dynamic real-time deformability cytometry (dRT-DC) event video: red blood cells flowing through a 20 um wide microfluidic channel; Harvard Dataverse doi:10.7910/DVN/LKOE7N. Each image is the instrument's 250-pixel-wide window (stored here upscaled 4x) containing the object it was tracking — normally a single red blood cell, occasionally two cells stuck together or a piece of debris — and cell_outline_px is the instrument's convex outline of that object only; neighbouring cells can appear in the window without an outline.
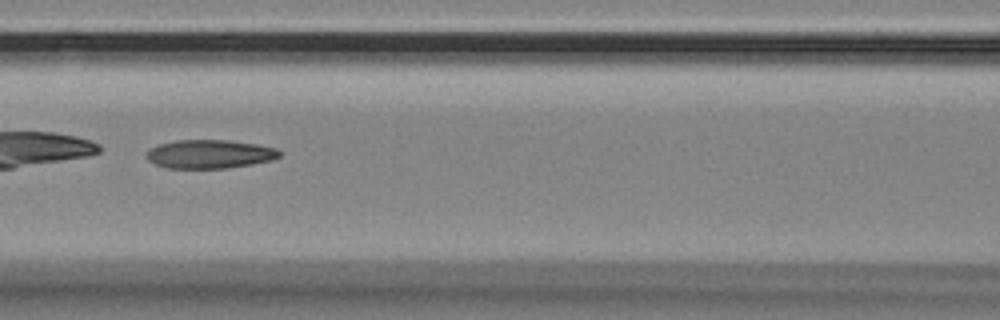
{"species": "Egyptian fruit bat (a non-hibernating species)", "species_latin": "Rousettus aegyptiacus", "temperature_condition": "room temperature", "stored_images_in_passage": 9, "camera_frame_rate_fps": 3000, "um_per_image_px": 0.085, "animal": {"sex": "female"}, "frame": {"image": 1, "passage_image": 7, "time_ms": 2.0, "image_size_px": [1000, 320], "cell_outline_px": [[280, 156], [272, 160], [252, 164], [228, 168], [168, 168], [156, 164], [148, 160], [144, 156], [148, 148], [160, 144], [176, 140], [228, 140], [256, 144], [276, 148], [280, 152]], "centroid_in_image_um": [17.79, 13.09], "position_along_channel_um": 148.8, "area_um2": 22.25}}